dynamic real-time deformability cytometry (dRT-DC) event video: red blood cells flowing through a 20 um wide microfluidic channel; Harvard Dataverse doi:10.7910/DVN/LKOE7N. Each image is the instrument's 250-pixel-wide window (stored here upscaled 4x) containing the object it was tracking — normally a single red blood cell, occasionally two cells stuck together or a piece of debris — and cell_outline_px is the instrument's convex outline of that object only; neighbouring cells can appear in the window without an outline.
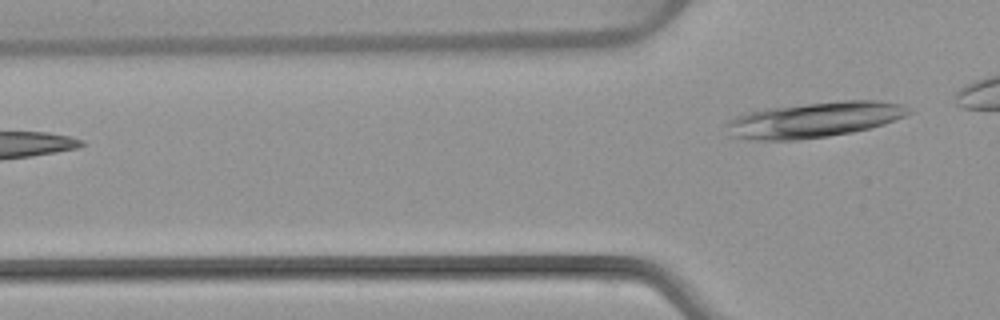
{"species": "common noctule bat (a hibernating species)", "species_latin": "Nyctalus noctula", "temperature_condition": "warm", "stored_images_in_passage": 4, "camera_frame_rate_fps": 3000, "um_per_image_px": 0.085, "animal": {"sex": "female", "body_mass_g": 22.7, "forearm_length_mm": 54.2}, "frame": {"image": 1, "passage_image": 4, "time_ms": 3.667, "image_size_px": [1000, 320], "cell_outline_px": [[912, 112], [904, 116], [884, 124], [872, 128], [852, 132], [828, 136], [796, 140], [752, 140], [728, 136], [724, 124], [728, 120], [736, 116], [748, 112], [764, 108], [844, 100], [876, 100], [904, 104]], "centroid_in_image_um": [69.17, 10.18], "position_along_channel_um": 56.6, "area_um2": 37.92}}